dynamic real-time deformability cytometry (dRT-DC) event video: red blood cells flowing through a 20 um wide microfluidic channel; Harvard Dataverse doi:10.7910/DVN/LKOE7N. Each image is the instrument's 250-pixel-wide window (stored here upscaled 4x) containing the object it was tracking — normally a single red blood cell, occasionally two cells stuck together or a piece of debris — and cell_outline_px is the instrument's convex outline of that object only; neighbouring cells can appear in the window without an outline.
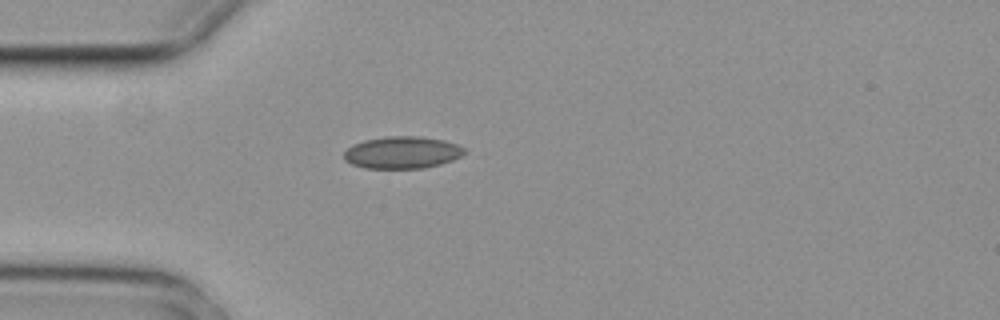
{"species": "common noctule bat (a hibernating species)", "species_latin": "Nyctalus noctula", "temperature_condition": "cold", "stored_images_in_passage": 2, "camera_frame_rate_fps": 3000, "um_per_image_px": 0.085, "animal": {"sex": "female", "body_mass_g": 29.2, "forearm_length_mm": 56.3}, "frame": {"image": 1, "passage_image": 1, "time_ms": 0.0, "image_size_px": [1000, 320], "cell_outline_px": [[468, 152], [452, 160], [440, 164], [424, 168], [364, 168], [352, 164], [344, 160], [344, 152], [352, 144], [364, 140], [384, 136], [420, 136], [444, 140], [456, 144], [464, 148]], "centroid_in_image_um": [34.18, 12.95], "position_along_channel_um": 50.8, "area_um2": 22.66}}